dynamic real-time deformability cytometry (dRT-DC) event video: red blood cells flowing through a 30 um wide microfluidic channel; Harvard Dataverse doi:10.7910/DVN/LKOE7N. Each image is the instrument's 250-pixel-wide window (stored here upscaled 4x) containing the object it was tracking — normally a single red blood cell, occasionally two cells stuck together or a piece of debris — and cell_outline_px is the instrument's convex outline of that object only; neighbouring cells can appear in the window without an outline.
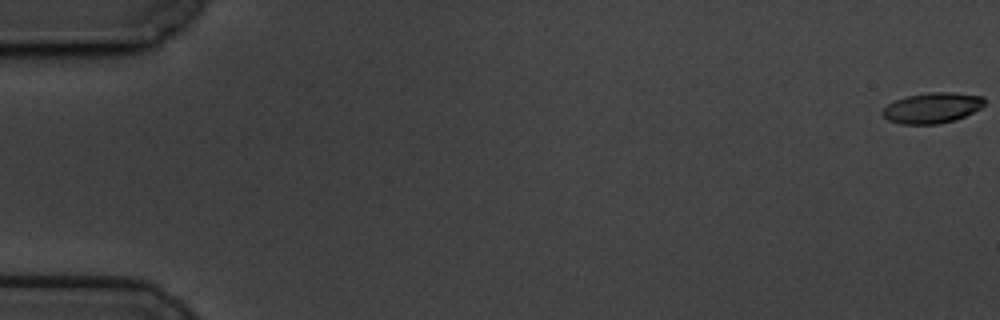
{"species": "common noctule bat (a hibernating species)", "species_latin": "Nyctalus noctula", "temperature_condition": "cold", "stored_images_in_passage": 60, "camera_frame_rate_fps": 3000, "um_per_image_px": 0.085, "animal": {"sex": "male", "body_mass_g": 19.5, "forearm_length_mm": 54.6}, "frame": {"image": 1, "passage_image": 1, "time_ms": 0.0, "image_size_px": [1000, 320], "cell_outline_px": [[984, 104], [980, 108], [956, 120], [936, 124], [900, 124], [888, 120], [880, 112], [888, 104], [896, 100], [908, 96], [932, 92], [952, 92], [984, 96]], "centroid_in_image_um": [79.23, 9.17], "position_along_channel_um": 5.8, "area_um2": 18.03}}
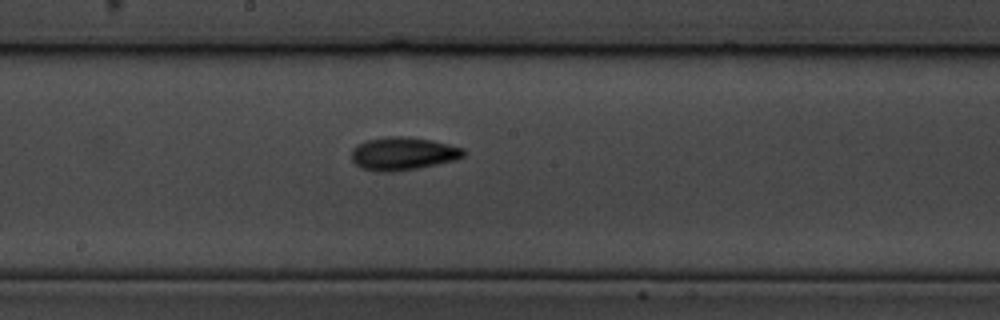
{"frame": {"image": 2, "passage_image": 33, "time_ms": 10.667, "image_size_px": [1000, 320], "cell_outline_px": [[464, 156], [456, 160], [416, 168], [392, 172], [376, 172], [360, 168], [352, 160], [352, 148], [356, 144], [368, 140], [388, 136], [408, 136], [432, 140], [464, 148]], "centroid_in_image_um": [34.23, 13.05], "position_along_channel_um": 214.0, "area_um2": 21.68}}
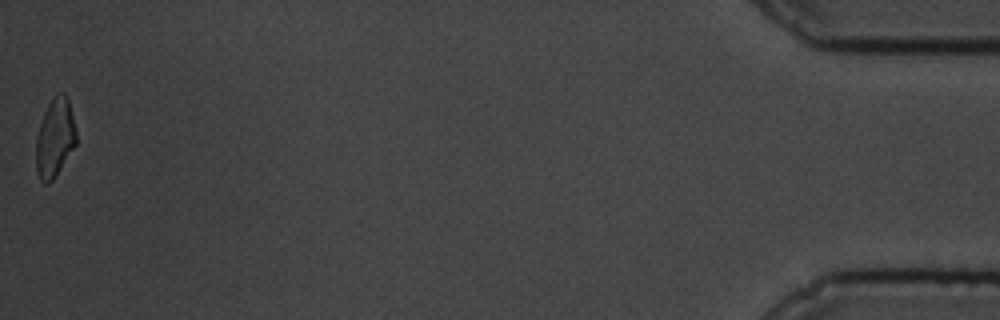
{"frame": {"image": 3, "passage_image": 60, "time_ms": 19.667, "image_size_px": [1000, 320], "cell_outline_px": [[76, 144], [52, 180], [48, 184], [44, 184], [40, 180], [36, 172], [36, 136], [44, 112], [52, 96], [60, 92], [64, 92], [68, 96], [76, 132]], "centroid_in_image_um": [4.65, 11.69], "position_along_channel_um": 430.5, "area_um2": 18.44}, "authors_computed_cell_mechanics": {"area_um2": 19.1896, "velocity_mm_per_s": 3.4288, "shape_relaxation_time_tau1_ms": 4.0006, "shape_relaxation_time_tau2_ms": 3.8563, "deformation_change_tau1": 0.1543, "deformation_change_tau2": 0.1018}}